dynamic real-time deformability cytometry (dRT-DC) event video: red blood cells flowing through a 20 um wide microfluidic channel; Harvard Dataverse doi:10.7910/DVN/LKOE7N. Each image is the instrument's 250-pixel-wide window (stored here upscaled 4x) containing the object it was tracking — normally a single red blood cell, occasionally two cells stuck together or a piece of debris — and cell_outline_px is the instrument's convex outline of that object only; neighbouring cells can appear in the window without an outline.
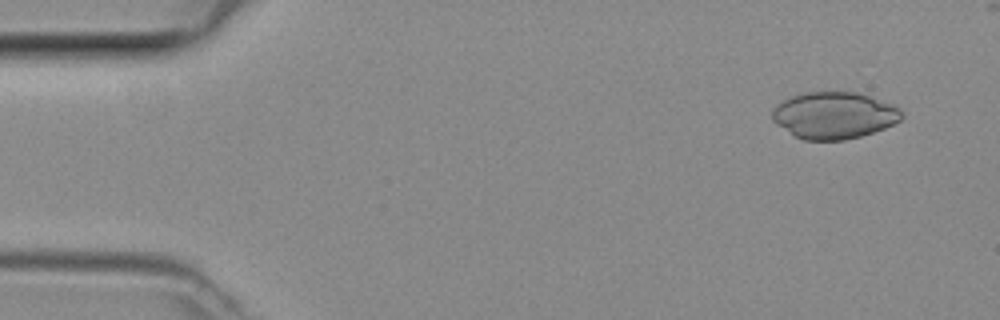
{"species": "common noctule bat (a hibernating species)", "species_latin": "Nyctalus noctula", "temperature_condition": "room temperature", "stored_images_in_passage": 23, "camera_frame_rate_fps": 3000, "um_per_image_px": 0.085, "animal": {"sex": "female", "body_mass_g": 29.2, "forearm_length_mm": 56.3}, "frame": {"image": 1, "passage_image": 2, "time_ms": 0.333, "image_size_px": [1000, 320], "cell_outline_px": [[904, 116], [900, 120], [884, 128], [860, 136], [844, 140], [804, 140], [796, 136], [776, 124], [772, 120], [772, 108], [776, 104], [788, 96], [804, 92], [856, 92], [892, 104], [900, 108], [904, 112]], "centroid_in_image_um": [70.87, 9.79], "position_along_channel_um": 14.1, "area_um2": 35.37}}